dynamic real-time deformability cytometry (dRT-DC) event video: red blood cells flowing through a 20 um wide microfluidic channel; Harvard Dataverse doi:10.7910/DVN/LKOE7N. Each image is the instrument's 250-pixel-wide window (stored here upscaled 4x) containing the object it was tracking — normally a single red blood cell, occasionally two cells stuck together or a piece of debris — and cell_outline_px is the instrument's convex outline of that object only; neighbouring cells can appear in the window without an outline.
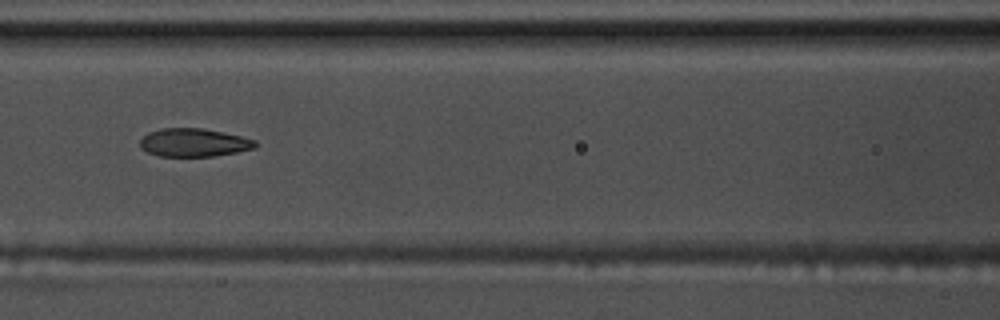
{"species": "common noctule bat (a hibernating species)", "species_latin": "Nyctalus noctula", "temperature_condition": "warm", "stored_images_in_passage": 8, "camera_frame_rate_fps": 3000, "um_per_image_px": 0.085, "animal": {"sex": "male", "body_mass_g": 17.5, "forearm_length_mm": 52.3}, "frame": {"image": 1, "passage_image": 7, "time_ms": 2.0, "image_size_px": [1000, 320], "cell_outline_px": [[256, 148], [236, 152], [212, 156], [160, 156], [148, 152], [140, 148], [140, 140], [148, 132], [160, 128], [200, 128], [240, 136], [256, 140]], "centroid_in_image_um": [16.45, 12.12], "position_along_channel_um": 150.2, "area_um2": 18.79}}
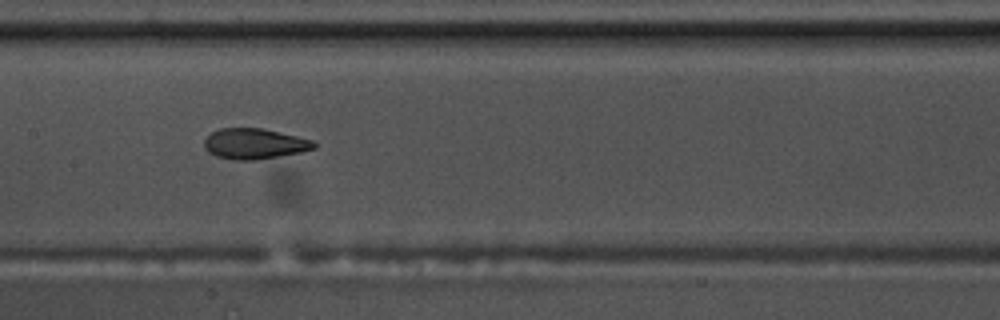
{"frame": {"image": 2, "passage_image": 8, "time_ms": 2.333, "image_size_px": [1000, 320], "cell_outline_px": [[316, 148], [300, 152], [252, 160], [236, 160], [216, 156], [208, 152], [204, 148], [204, 140], [212, 132], [220, 128], [264, 128], [312, 140], [316, 144]], "centroid_in_image_um": [21.6, 12.21], "position_along_channel_um": 185.8, "area_um2": 19.36}}